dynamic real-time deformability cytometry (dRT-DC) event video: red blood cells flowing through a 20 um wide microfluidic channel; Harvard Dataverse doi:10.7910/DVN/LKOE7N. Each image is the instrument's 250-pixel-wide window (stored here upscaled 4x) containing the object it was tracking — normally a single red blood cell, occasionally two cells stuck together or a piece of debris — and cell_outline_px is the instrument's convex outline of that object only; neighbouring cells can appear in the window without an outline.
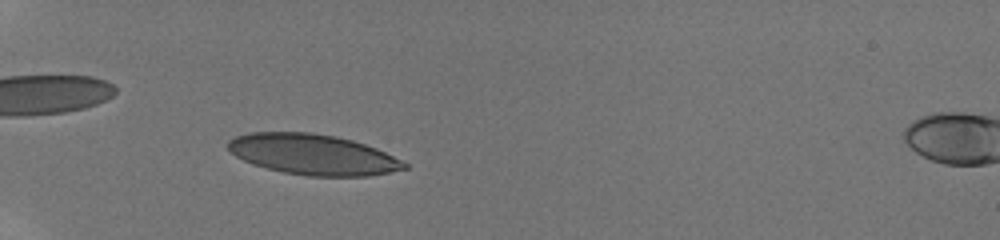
{"species": "human", "species_latin": "Homo sapiens", "temperature_condition": "room temperature", "stored_images_in_passage": 29, "camera_frame_rate_fps": 3000, "um_per_image_px": 0.085, "donor": {"sex": "male"}, "frame": {"image": 1, "passage_image": 7, "time_ms": 3.0, "image_size_px": [1000, 240], "cell_outline_px": [[408, 168], [368, 176], [308, 176], [284, 172], [252, 164], [236, 156], [228, 148], [228, 140], [236, 136], [252, 132], [312, 132], [336, 136], [352, 140], [376, 148], [408, 164]], "centroid_in_image_um": [26.58, 13.12], "position_along_channel_um": 58.4, "area_um2": 41.38}}
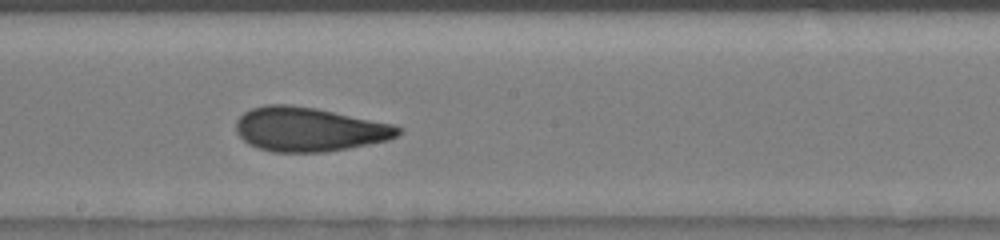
{"frame": {"image": 2, "passage_image": 16, "time_ms": 7.667, "image_size_px": [1000, 240], "cell_outline_px": [[404, 128], [396, 136], [388, 140], [348, 148], [324, 152], [272, 152], [248, 144], [236, 132], [236, 120], [244, 112], [252, 108], [264, 104], [288, 104], [316, 108], [396, 124]], "centroid_in_image_um": [26.28, 10.98], "position_along_channel_um": 221.9, "area_um2": 41.91}}
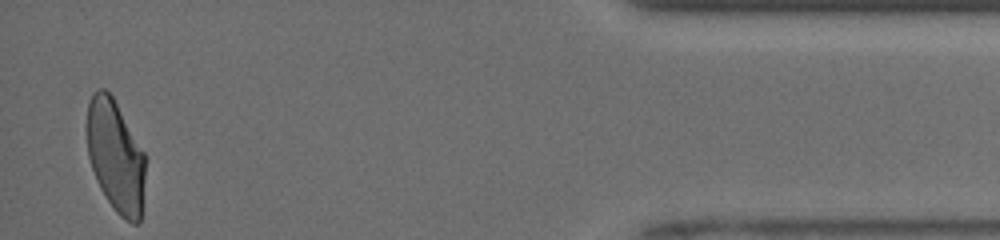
{"frame": {"image": 3, "passage_image": 29, "time_ms": 14.0, "image_size_px": [1000, 240], "cell_outline_px": [[144, 180], [140, 224], [132, 224], [124, 220], [116, 212], [100, 188], [96, 180], [88, 156], [88, 104], [92, 92], [96, 88], [104, 88], [112, 96], [144, 152]], "centroid_in_image_um": [9.82, 13.3], "position_along_channel_um": 425.4, "area_um2": 37.74}, "authors_computed_cell_mechanics": {"area_um2": 40.749, "velocity_mm_per_s": 4.082, "shape_relaxation_time_tau1_ms": 8.3133, "shape_relaxation_time_tau2_ms": 1.4715, "deformation_change_tau1": 0.2179, "deformation_change_tau2": 0.0638}}